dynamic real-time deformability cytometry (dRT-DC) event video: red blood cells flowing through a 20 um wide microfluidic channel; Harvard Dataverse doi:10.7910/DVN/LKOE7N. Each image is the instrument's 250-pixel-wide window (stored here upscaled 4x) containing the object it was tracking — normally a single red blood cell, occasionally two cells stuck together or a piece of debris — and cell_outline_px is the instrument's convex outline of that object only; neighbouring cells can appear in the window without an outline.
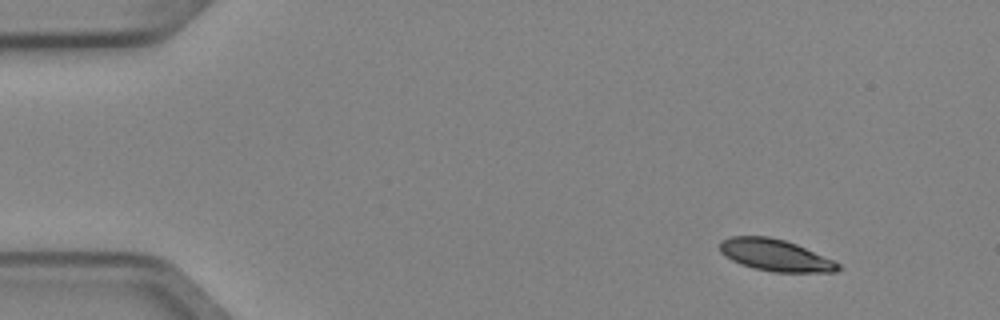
{"species": "Egyptian fruit bat (a non-hibernating species)", "species_latin": "Rousettus aegyptiacus", "temperature_condition": "cold", "stored_images_in_passage": 3, "camera_frame_rate_fps": 3000, "um_per_image_px": 0.085, "animal": {"sex": "female"}, "frame": {"image": 1, "passage_image": 1, "time_ms": 0.0, "image_size_px": [1000, 320], "cell_outline_px": [[844, 268], [836, 272], [772, 272], [740, 264], [724, 256], [720, 252], [720, 240], [732, 236], [768, 236], [784, 240], [796, 244], [832, 260], [840, 264]], "centroid_in_image_um": [65.89, 21.69], "position_along_channel_um": 19.1, "area_um2": 21.85}}
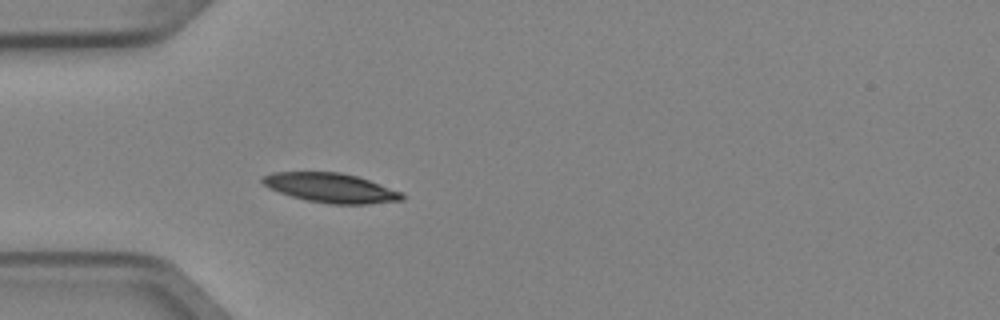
{"frame": {"image": 2, "passage_image": 3, "time_ms": 0.667, "image_size_px": [1000, 320], "cell_outline_px": [[404, 200], [368, 204], [332, 204], [304, 200], [268, 188], [260, 180], [264, 176], [272, 172], [340, 172], [356, 176], [368, 180], [400, 192], [404, 196]], "centroid_in_image_um": [28.09, 15.97], "position_along_channel_um": 56.9, "area_um2": 23.7}}